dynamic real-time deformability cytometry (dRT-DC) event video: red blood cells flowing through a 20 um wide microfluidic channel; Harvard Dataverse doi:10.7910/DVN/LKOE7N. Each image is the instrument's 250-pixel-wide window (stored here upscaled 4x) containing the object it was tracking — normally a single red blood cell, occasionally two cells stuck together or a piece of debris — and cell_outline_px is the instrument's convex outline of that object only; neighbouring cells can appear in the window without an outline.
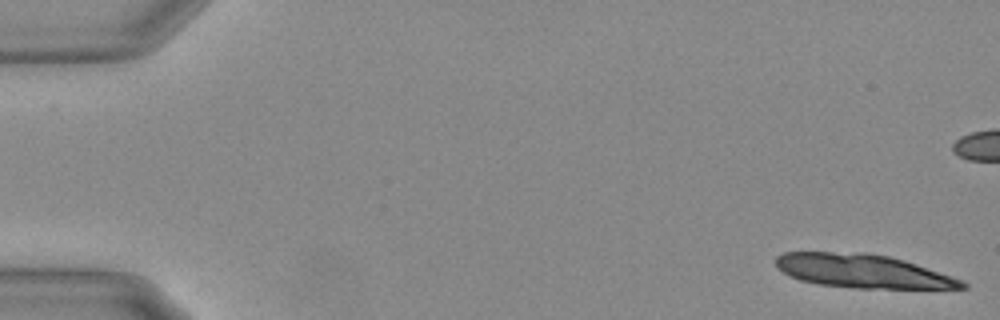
{"species": "Egyptian fruit bat (a non-hibernating species)", "species_latin": "Rousettus aegyptiacus", "temperature_condition": "warm", "stored_images_in_passage": 15, "camera_frame_rate_fps": 3000, "um_per_image_px": 0.085, "animal": {"sex": "female"}, "frame": {"image": 1, "passage_image": 1, "time_ms": 0.0, "image_size_px": [1000, 320], "cell_outline_px": [[968, 288], [852, 288], [816, 284], [800, 280], [776, 268], [776, 256], [784, 252], [868, 252], [888, 256], [904, 260], [964, 280], [968, 284]], "centroid_in_image_um": [73.32, 23.04], "position_along_channel_um": 11.7, "area_um2": 36.53}}